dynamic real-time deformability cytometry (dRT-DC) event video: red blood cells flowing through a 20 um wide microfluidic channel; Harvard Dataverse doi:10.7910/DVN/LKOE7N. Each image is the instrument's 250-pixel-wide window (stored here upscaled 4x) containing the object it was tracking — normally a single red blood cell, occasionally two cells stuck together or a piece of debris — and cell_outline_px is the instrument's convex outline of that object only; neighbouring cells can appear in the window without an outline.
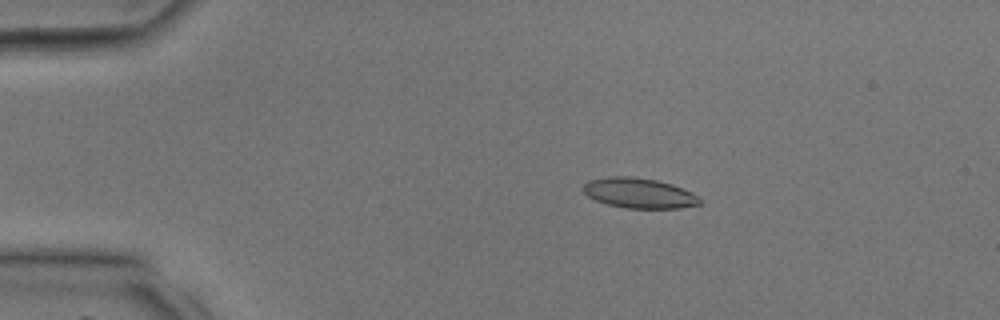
{"species": "common noctule bat (a hibernating species)", "species_latin": "Nyctalus noctula", "temperature_condition": "room temperature", "stored_images_in_passage": 31, "camera_frame_rate_fps": 3000, "um_per_image_px": 0.085, "animal": {"sex": "male", "body_mass_g": 17.9, "forearm_length_mm": 54.2}, "frame": {"image": 1, "passage_image": 1, "time_ms": 0.0, "image_size_px": [1000, 320], "cell_outline_px": [[700, 204], [680, 208], [624, 208], [608, 204], [596, 200], [588, 196], [584, 192], [584, 184], [588, 180], [608, 176], [632, 176], [656, 180], [672, 184], [684, 188], [692, 192], [700, 200]], "centroid_in_image_um": [54.31, 16.4], "position_along_channel_um": 30.7, "area_um2": 20.46}}
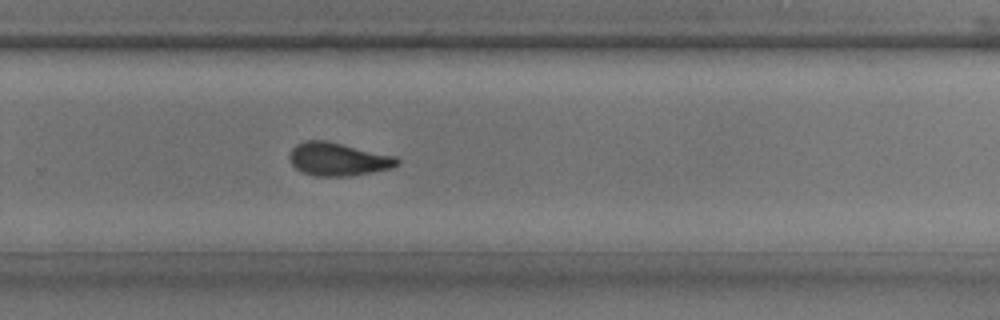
{"frame": {"image": 2, "passage_image": 19, "time_ms": 6.0, "image_size_px": [1000, 320], "cell_outline_px": [[400, 164], [392, 168], [372, 172], [348, 176], [312, 176], [296, 168], [292, 164], [288, 156], [292, 148], [296, 144], [304, 140], [324, 140], [396, 156], [400, 160]], "centroid_in_image_um": [28.73, 13.53], "position_along_channel_um": 301.1, "area_um2": 20.81}}
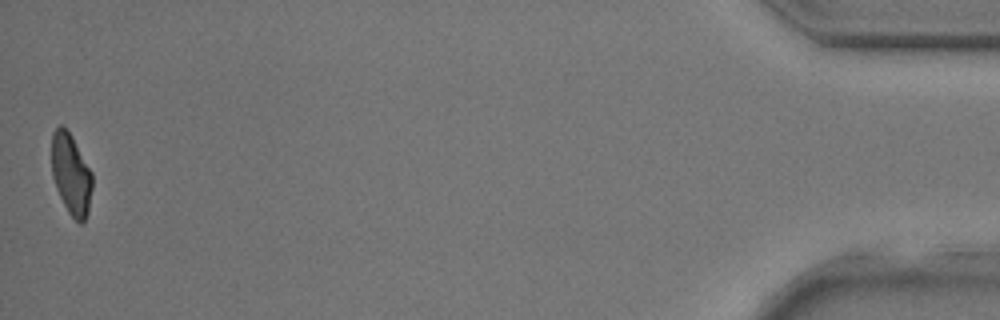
{"frame": {"image": 3, "passage_image": 31, "time_ms": 10.0, "image_size_px": [1000, 320], "cell_outline_px": [[92, 188], [88, 212], [84, 220], [80, 224], [68, 212], [56, 188], [52, 176], [52, 132], [60, 124], [64, 124], [72, 136], [92, 172]], "centroid_in_image_um": [6.04, 14.77], "position_along_channel_um": 429.2, "area_um2": 19.19}}